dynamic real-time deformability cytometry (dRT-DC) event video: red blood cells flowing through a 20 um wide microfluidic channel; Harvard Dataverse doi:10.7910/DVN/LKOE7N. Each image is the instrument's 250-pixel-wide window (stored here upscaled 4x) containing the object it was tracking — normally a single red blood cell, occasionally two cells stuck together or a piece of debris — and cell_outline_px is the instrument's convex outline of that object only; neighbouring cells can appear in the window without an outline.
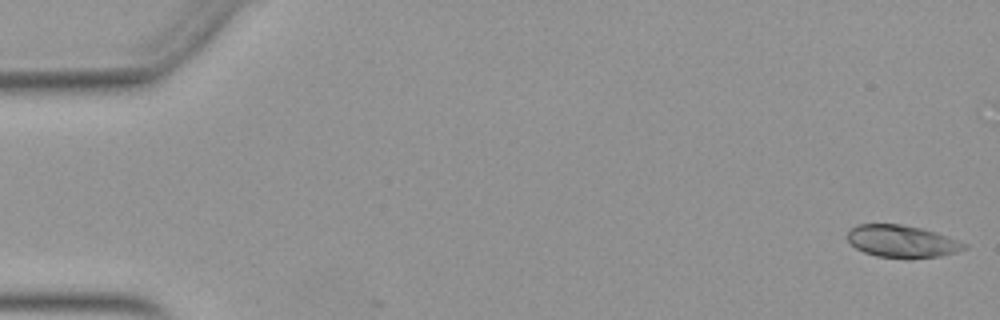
{"species": "Egyptian fruit bat (a non-hibernating species)", "species_latin": "Rousettus aegyptiacus", "temperature_condition": "warm", "stored_images_in_passage": 53, "camera_frame_rate_fps": 3000, "um_per_image_px": 0.085, "animal": {"sex": "female"}, "frame": {"image": 1, "passage_image": 1, "time_ms": 0.0, "image_size_px": [1000, 320], "cell_outline_px": [[968, 248], [956, 252], [940, 256], [908, 260], [876, 256], [864, 252], [856, 248], [848, 240], [848, 232], [856, 224], [900, 224], [920, 228], [936, 232], [968, 244]], "centroid_in_image_um": [76.69, 20.54], "position_along_channel_um": 8.3, "area_um2": 22.25}}
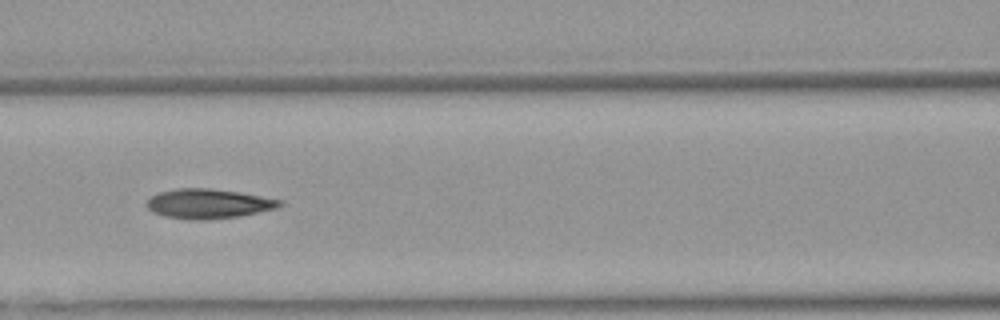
{"frame": {"image": 2, "passage_image": 23, "time_ms": 7.333, "image_size_px": [1000, 320], "cell_outline_px": [[284, 204], [276, 208], [240, 216], [204, 220], [188, 220], [164, 216], [152, 212], [144, 204], [152, 196], [160, 192], [176, 188], [212, 188], [240, 192], [284, 200]], "centroid_in_image_um": [17.72, 17.31], "position_along_channel_um": 148.9, "area_um2": 23.18}}
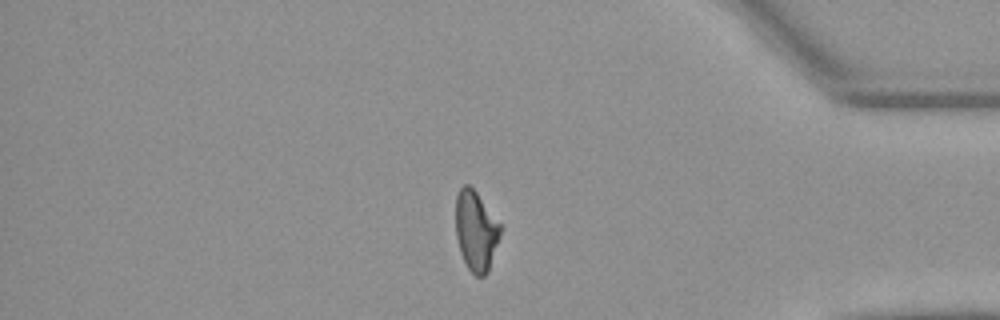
{"frame": {"image": 3, "passage_image": 44, "time_ms": 14.333, "image_size_px": [1000, 320], "cell_outline_px": [[500, 236], [488, 272], [484, 276], [476, 276], [468, 268], [460, 252], [456, 236], [456, 196], [460, 188], [464, 184], [468, 184], [476, 192], [500, 224]], "centroid_in_image_um": [40.44, 19.63], "position_along_channel_um": 394.8, "area_um2": 20.52}, "authors_computed_cell_mechanics": {"area_um2": 22.1952, "velocity_mm_per_s": 3.9216, "shape_relaxation_time_tau1_ms": null, "shape_relaxation_time_tau2_ms": 3.6543, "deformation_change_tau1": null, "deformation_change_tau2": 0.0994}}